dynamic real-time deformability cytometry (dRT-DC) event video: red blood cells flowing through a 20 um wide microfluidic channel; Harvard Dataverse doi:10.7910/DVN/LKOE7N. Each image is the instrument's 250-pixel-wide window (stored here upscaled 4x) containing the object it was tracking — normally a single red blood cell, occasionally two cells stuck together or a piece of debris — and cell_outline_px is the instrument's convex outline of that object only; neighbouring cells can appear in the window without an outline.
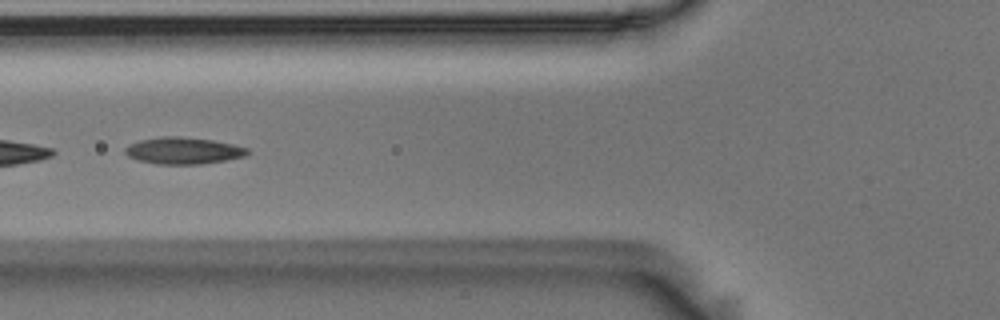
{"species": "Egyptian fruit bat (a non-hibernating species)", "species_latin": "Rousettus aegyptiacus", "temperature_condition": "room temperature", "stored_images_in_passage": 27, "camera_frame_rate_fps": 3000, "um_per_image_px": 0.085, "animal": {"sex": "male"}, "frame": {"image": 1, "passage_image": 20, "time_ms": 6.333, "image_size_px": [1000, 320], "cell_outline_px": [[248, 156], [200, 164], [156, 164], [140, 160], [128, 156], [124, 152], [124, 148], [128, 144], [140, 140], [160, 136], [180, 136], [212, 140], [232, 144], [248, 148]], "centroid_in_image_um": [15.56, 12.8], "position_along_channel_um": 110.2, "area_um2": 19.07}}